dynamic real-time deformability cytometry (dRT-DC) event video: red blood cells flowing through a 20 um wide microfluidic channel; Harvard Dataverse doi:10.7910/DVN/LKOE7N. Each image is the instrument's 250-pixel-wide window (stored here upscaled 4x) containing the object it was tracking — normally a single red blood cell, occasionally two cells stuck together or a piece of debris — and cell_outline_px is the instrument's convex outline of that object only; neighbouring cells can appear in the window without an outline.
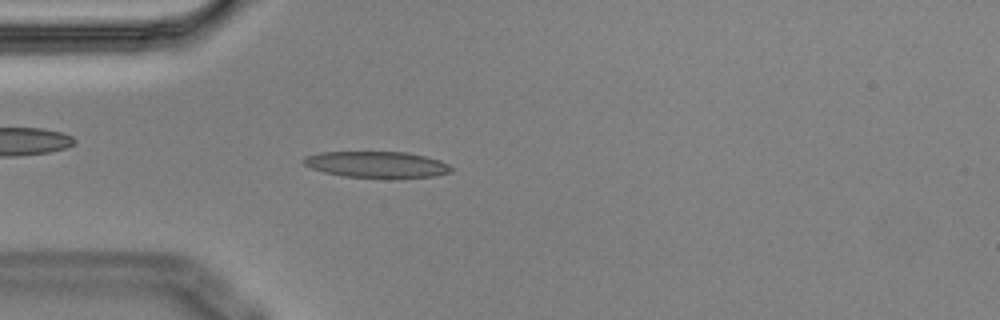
{"species": "Egyptian fruit bat (a non-hibernating species)", "species_latin": "Rousettus aegyptiacus", "temperature_condition": "cold", "stored_images_in_passage": 3, "camera_frame_rate_fps": 3000, "um_per_image_px": 0.085, "animal": {"sex": "male"}, "frame": {"image": 1, "passage_image": 3, "time_ms": 0.667, "image_size_px": [1000, 320], "cell_outline_px": [[456, 168], [452, 172], [432, 176], [388, 180], [344, 176], [324, 172], [312, 168], [304, 164], [304, 156], [320, 152], [408, 152], [440, 160]], "centroid_in_image_um": [32.09, 14.01], "position_along_channel_um": 52.9, "area_um2": 23.24}}